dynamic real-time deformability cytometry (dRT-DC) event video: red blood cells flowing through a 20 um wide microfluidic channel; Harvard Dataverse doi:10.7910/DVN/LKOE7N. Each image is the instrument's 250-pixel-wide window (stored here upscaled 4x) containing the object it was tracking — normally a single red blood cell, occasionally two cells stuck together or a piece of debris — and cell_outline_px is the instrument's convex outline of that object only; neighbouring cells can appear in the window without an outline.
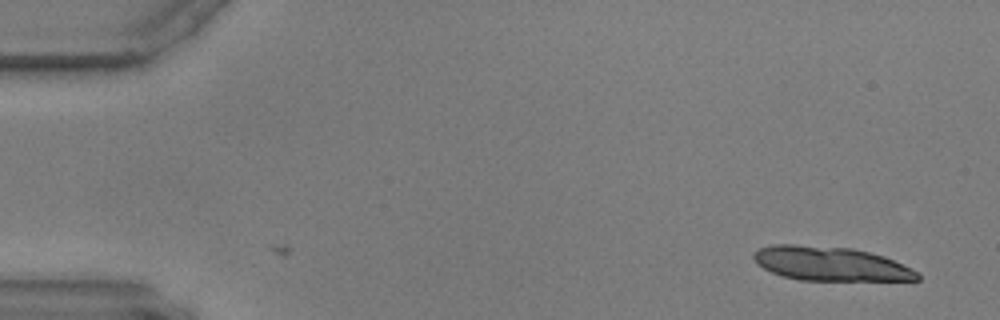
{"species": "common noctule bat (a hibernating species)", "species_latin": "Nyctalus noctula", "temperature_condition": "warm", "stored_images_in_passage": 4, "camera_frame_rate_fps": 3000, "um_per_image_px": 0.085, "animal": {"sex": "male", "body_mass_g": 17.9, "forearm_length_mm": 54.2}, "frame": {"image": 1, "passage_image": 4, "time_ms": 1.0, "image_size_px": [1000, 320], "cell_outline_px": [[920, 280], [800, 280], [784, 276], [772, 272], [756, 264], [752, 256], [752, 252], [760, 248], [772, 244], [796, 244], [852, 248], [884, 256], [920, 272]], "centroid_in_image_um": [70.57, 22.41], "position_along_channel_um": 14.4, "area_um2": 32.6}}